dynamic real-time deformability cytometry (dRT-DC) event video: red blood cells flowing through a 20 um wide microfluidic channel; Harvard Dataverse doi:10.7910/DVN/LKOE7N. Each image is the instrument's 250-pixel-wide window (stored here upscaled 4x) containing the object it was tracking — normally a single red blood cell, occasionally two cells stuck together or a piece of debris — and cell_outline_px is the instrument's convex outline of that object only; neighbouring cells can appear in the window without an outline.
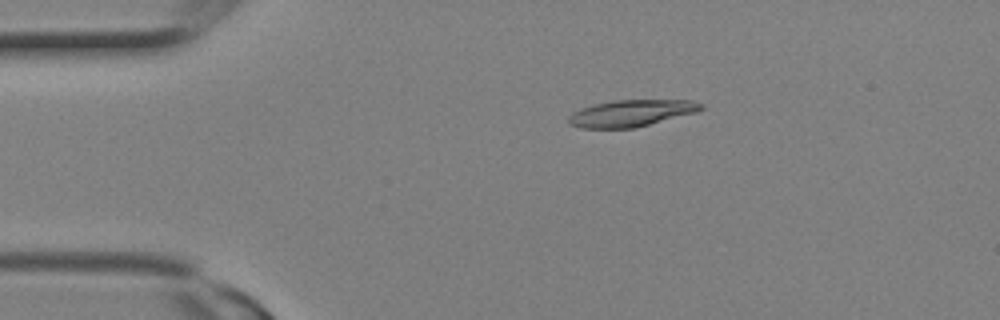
{"species": "Egyptian fruit bat (a non-hibernating species)", "species_latin": "Rousettus aegyptiacus", "temperature_condition": "room temperature", "stored_images_in_passage": 8, "camera_frame_rate_fps": 3000, "um_per_image_px": 0.085, "animal": {"sex": "female"}, "frame": {"image": 1, "passage_image": 2, "time_ms": 0.333, "image_size_px": [1000, 320], "cell_outline_px": [[704, 108], [696, 112], [632, 128], [580, 128], [568, 124], [568, 116], [572, 112], [580, 108], [592, 104], [612, 100], [692, 100], [704, 104]], "centroid_in_image_um": [53.6, 9.61], "position_along_channel_um": 31.4, "area_um2": 20.63}}
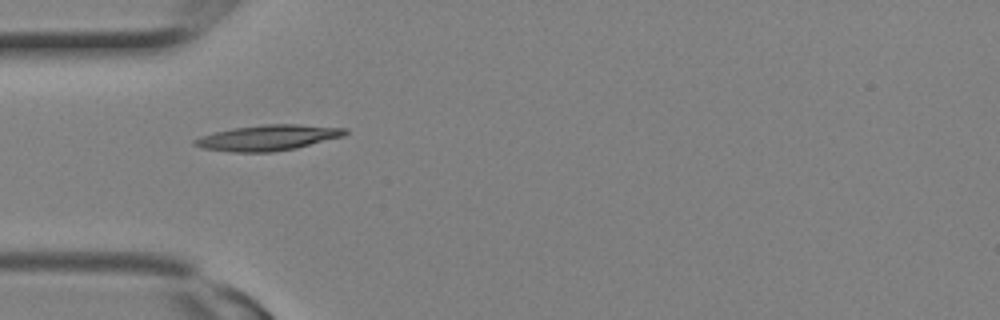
{"frame": {"image": 2, "passage_image": 5, "time_ms": 1.333, "image_size_px": [1000, 320], "cell_outline_px": [[348, 132], [344, 136], [296, 148], [272, 152], [232, 152], [200, 148], [192, 144], [192, 140], [200, 136], [232, 128], [264, 124], [296, 124], [348, 128]], "centroid_in_image_um": [22.76, 11.7], "position_along_channel_um": 62.2, "area_um2": 22.54}}
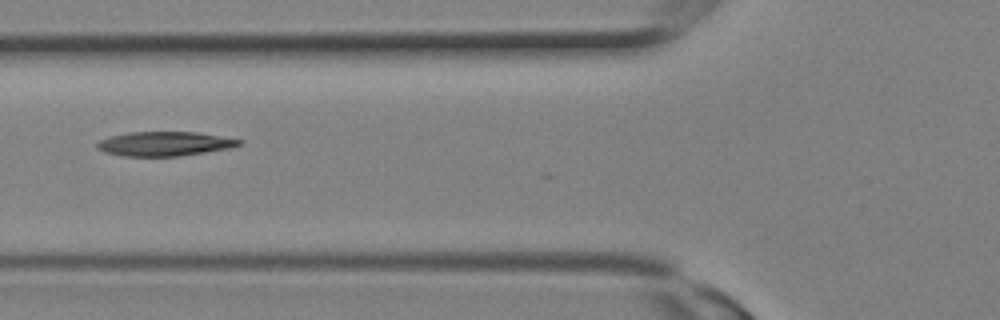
{"frame": {"image": 3, "passage_image": 7, "time_ms": 2.0, "image_size_px": [1000, 320], "cell_outline_px": [[244, 144], [232, 148], [180, 156], [124, 156], [104, 152], [96, 148], [96, 144], [100, 140], [112, 136], [128, 132], [196, 132], [244, 140]], "centroid_in_image_um": [14.04, 12.22], "position_along_channel_um": 111.8, "area_um2": 20.23}}